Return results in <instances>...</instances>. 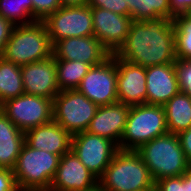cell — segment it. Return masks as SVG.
<instances>
[{"label":"cell","instance_id":"cell-1","mask_svg":"<svg viewBox=\"0 0 191 191\" xmlns=\"http://www.w3.org/2000/svg\"><path fill=\"white\" fill-rule=\"evenodd\" d=\"M119 59L142 67L174 63L175 31L172 20L132 21Z\"/></svg>","mask_w":191,"mask_h":191},{"label":"cell","instance_id":"cell-2","mask_svg":"<svg viewBox=\"0 0 191 191\" xmlns=\"http://www.w3.org/2000/svg\"><path fill=\"white\" fill-rule=\"evenodd\" d=\"M98 183L106 191H150L155 182L140 155L134 150H118Z\"/></svg>","mask_w":191,"mask_h":191},{"label":"cell","instance_id":"cell-3","mask_svg":"<svg viewBox=\"0 0 191 191\" xmlns=\"http://www.w3.org/2000/svg\"><path fill=\"white\" fill-rule=\"evenodd\" d=\"M136 152L150 171L154 182L182 176L189 164L177 134L167 133L141 145Z\"/></svg>","mask_w":191,"mask_h":191},{"label":"cell","instance_id":"cell-4","mask_svg":"<svg viewBox=\"0 0 191 191\" xmlns=\"http://www.w3.org/2000/svg\"><path fill=\"white\" fill-rule=\"evenodd\" d=\"M52 56V44L43 21L15 26L1 57L22 66Z\"/></svg>","mask_w":191,"mask_h":191},{"label":"cell","instance_id":"cell-5","mask_svg":"<svg viewBox=\"0 0 191 191\" xmlns=\"http://www.w3.org/2000/svg\"><path fill=\"white\" fill-rule=\"evenodd\" d=\"M60 156L23 144L13 174L19 191H49Z\"/></svg>","mask_w":191,"mask_h":191},{"label":"cell","instance_id":"cell-6","mask_svg":"<svg viewBox=\"0 0 191 191\" xmlns=\"http://www.w3.org/2000/svg\"><path fill=\"white\" fill-rule=\"evenodd\" d=\"M167 133L165 110L162 105H132L119 149L136 151L141 145Z\"/></svg>","mask_w":191,"mask_h":191},{"label":"cell","instance_id":"cell-7","mask_svg":"<svg viewBox=\"0 0 191 191\" xmlns=\"http://www.w3.org/2000/svg\"><path fill=\"white\" fill-rule=\"evenodd\" d=\"M98 107L77 89L63 90L53 99V120L73 136L88 129Z\"/></svg>","mask_w":191,"mask_h":191},{"label":"cell","instance_id":"cell-8","mask_svg":"<svg viewBox=\"0 0 191 191\" xmlns=\"http://www.w3.org/2000/svg\"><path fill=\"white\" fill-rule=\"evenodd\" d=\"M43 22L52 46L65 38L94 36L92 8L88 5L62 6Z\"/></svg>","mask_w":191,"mask_h":191},{"label":"cell","instance_id":"cell-9","mask_svg":"<svg viewBox=\"0 0 191 191\" xmlns=\"http://www.w3.org/2000/svg\"><path fill=\"white\" fill-rule=\"evenodd\" d=\"M0 110L22 132L53 121V100L22 94L0 105Z\"/></svg>","mask_w":191,"mask_h":191},{"label":"cell","instance_id":"cell-10","mask_svg":"<svg viewBox=\"0 0 191 191\" xmlns=\"http://www.w3.org/2000/svg\"><path fill=\"white\" fill-rule=\"evenodd\" d=\"M77 90L98 106L118 102L117 56L110 55L102 63L92 66Z\"/></svg>","mask_w":191,"mask_h":191},{"label":"cell","instance_id":"cell-11","mask_svg":"<svg viewBox=\"0 0 191 191\" xmlns=\"http://www.w3.org/2000/svg\"><path fill=\"white\" fill-rule=\"evenodd\" d=\"M71 150L82 164L99 179L119 148L107 138L84 131L72 136Z\"/></svg>","mask_w":191,"mask_h":191},{"label":"cell","instance_id":"cell-12","mask_svg":"<svg viewBox=\"0 0 191 191\" xmlns=\"http://www.w3.org/2000/svg\"><path fill=\"white\" fill-rule=\"evenodd\" d=\"M92 17L94 36L111 55L116 54L127 39L132 18L102 8H92Z\"/></svg>","mask_w":191,"mask_h":191},{"label":"cell","instance_id":"cell-13","mask_svg":"<svg viewBox=\"0 0 191 191\" xmlns=\"http://www.w3.org/2000/svg\"><path fill=\"white\" fill-rule=\"evenodd\" d=\"M110 55L95 36L65 38L52 46L55 59L82 61L91 66L102 63Z\"/></svg>","mask_w":191,"mask_h":191},{"label":"cell","instance_id":"cell-14","mask_svg":"<svg viewBox=\"0 0 191 191\" xmlns=\"http://www.w3.org/2000/svg\"><path fill=\"white\" fill-rule=\"evenodd\" d=\"M97 182L98 179L71 150L60 157L49 191H84Z\"/></svg>","mask_w":191,"mask_h":191},{"label":"cell","instance_id":"cell-15","mask_svg":"<svg viewBox=\"0 0 191 191\" xmlns=\"http://www.w3.org/2000/svg\"><path fill=\"white\" fill-rule=\"evenodd\" d=\"M25 94L54 99L60 92L57 83L55 58H50L21 66Z\"/></svg>","mask_w":191,"mask_h":191},{"label":"cell","instance_id":"cell-16","mask_svg":"<svg viewBox=\"0 0 191 191\" xmlns=\"http://www.w3.org/2000/svg\"><path fill=\"white\" fill-rule=\"evenodd\" d=\"M146 67L117 57L118 102L127 105L146 103Z\"/></svg>","mask_w":191,"mask_h":191},{"label":"cell","instance_id":"cell-17","mask_svg":"<svg viewBox=\"0 0 191 191\" xmlns=\"http://www.w3.org/2000/svg\"><path fill=\"white\" fill-rule=\"evenodd\" d=\"M129 111L130 105L120 102L99 106L86 131L113 141L119 148Z\"/></svg>","mask_w":191,"mask_h":191},{"label":"cell","instance_id":"cell-18","mask_svg":"<svg viewBox=\"0 0 191 191\" xmlns=\"http://www.w3.org/2000/svg\"><path fill=\"white\" fill-rule=\"evenodd\" d=\"M146 104L164 105L180 92L174 63L146 67Z\"/></svg>","mask_w":191,"mask_h":191},{"label":"cell","instance_id":"cell-19","mask_svg":"<svg viewBox=\"0 0 191 191\" xmlns=\"http://www.w3.org/2000/svg\"><path fill=\"white\" fill-rule=\"evenodd\" d=\"M25 143L34 149L59 155L71 151L72 135L54 120L24 133Z\"/></svg>","mask_w":191,"mask_h":191},{"label":"cell","instance_id":"cell-20","mask_svg":"<svg viewBox=\"0 0 191 191\" xmlns=\"http://www.w3.org/2000/svg\"><path fill=\"white\" fill-rule=\"evenodd\" d=\"M25 143V135L0 110V168L13 169Z\"/></svg>","mask_w":191,"mask_h":191},{"label":"cell","instance_id":"cell-21","mask_svg":"<svg viewBox=\"0 0 191 191\" xmlns=\"http://www.w3.org/2000/svg\"><path fill=\"white\" fill-rule=\"evenodd\" d=\"M163 108L168 133L178 134L191 127V98L186 93L180 91Z\"/></svg>","mask_w":191,"mask_h":191},{"label":"cell","instance_id":"cell-22","mask_svg":"<svg viewBox=\"0 0 191 191\" xmlns=\"http://www.w3.org/2000/svg\"><path fill=\"white\" fill-rule=\"evenodd\" d=\"M134 21L171 20L169 0H125Z\"/></svg>","mask_w":191,"mask_h":191},{"label":"cell","instance_id":"cell-23","mask_svg":"<svg viewBox=\"0 0 191 191\" xmlns=\"http://www.w3.org/2000/svg\"><path fill=\"white\" fill-rule=\"evenodd\" d=\"M22 94H25V91L21 66L6 61L0 56V105Z\"/></svg>","mask_w":191,"mask_h":191},{"label":"cell","instance_id":"cell-24","mask_svg":"<svg viewBox=\"0 0 191 191\" xmlns=\"http://www.w3.org/2000/svg\"><path fill=\"white\" fill-rule=\"evenodd\" d=\"M55 65L57 70V83L60 91L77 89L82 78L92 67L90 64L82 61L61 59H55Z\"/></svg>","mask_w":191,"mask_h":191},{"label":"cell","instance_id":"cell-25","mask_svg":"<svg viewBox=\"0 0 191 191\" xmlns=\"http://www.w3.org/2000/svg\"><path fill=\"white\" fill-rule=\"evenodd\" d=\"M0 15L14 26L33 23V1L0 0Z\"/></svg>","mask_w":191,"mask_h":191},{"label":"cell","instance_id":"cell-26","mask_svg":"<svg viewBox=\"0 0 191 191\" xmlns=\"http://www.w3.org/2000/svg\"><path fill=\"white\" fill-rule=\"evenodd\" d=\"M176 58L191 59V14H182L173 19Z\"/></svg>","mask_w":191,"mask_h":191},{"label":"cell","instance_id":"cell-27","mask_svg":"<svg viewBox=\"0 0 191 191\" xmlns=\"http://www.w3.org/2000/svg\"><path fill=\"white\" fill-rule=\"evenodd\" d=\"M174 69L181 92L191 98V59H179L174 62Z\"/></svg>","mask_w":191,"mask_h":191},{"label":"cell","instance_id":"cell-28","mask_svg":"<svg viewBox=\"0 0 191 191\" xmlns=\"http://www.w3.org/2000/svg\"><path fill=\"white\" fill-rule=\"evenodd\" d=\"M33 20L43 21L48 15L62 7L60 0H32Z\"/></svg>","mask_w":191,"mask_h":191},{"label":"cell","instance_id":"cell-29","mask_svg":"<svg viewBox=\"0 0 191 191\" xmlns=\"http://www.w3.org/2000/svg\"><path fill=\"white\" fill-rule=\"evenodd\" d=\"M86 5L91 8H102L122 16H129L128 5L125 0H87Z\"/></svg>","mask_w":191,"mask_h":191},{"label":"cell","instance_id":"cell-30","mask_svg":"<svg viewBox=\"0 0 191 191\" xmlns=\"http://www.w3.org/2000/svg\"><path fill=\"white\" fill-rule=\"evenodd\" d=\"M155 188L159 191H185V179L183 176L162 178L155 182Z\"/></svg>","mask_w":191,"mask_h":191},{"label":"cell","instance_id":"cell-31","mask_svg":"<svg viewBox=\"0 0 191 191\" xmlns=\"http://www.w3.org/2000/svg\"><path fill=\"white\" fill-rule=\"evenodd\" d=\"M0 191H19L13 169L0 168Z\"/></svg>","mask_w":191,"mask_h":191},{"label":"cell","instance_id":"cell-32","mask_svg":"<svg viewBox=\"0 0 191 191\" xmlns=\"http://www.w3.org/2000/svg\"><path fill=\"white\" fill-rule=\"evenodd\" d=\"M169 5L172 21L175 16L191 14V0H169Z\"/></svg>","mask_w":191,"mask_h":191},{"label":"cell","instance_id":"cell-33","mask_svg":"<svg viewBox=\"0 0 191 191\" xmlns=\"http://www.w3.org/2000/svg\"><path fill=\"white\" fill-rule=\"evenodd\" d=\"M14 27L15 26L10 21L4 19L0 15V56H2L4 52L5 45L7 44Z\"/></svg>","mask_w":191,"mask_h":191},{"label":"cell","instance_id":"cell-34","mask_svg":"<svg viewBox=\"0 0 191 191\" xmlns=\"http://www.w3.org/2000/svg\"><path fill=\"white\" fill-rule=\"evenodd\" d=\"M178 138L181 144V147L184 151L186 160L189 165H191V127L189 129L179 132Z\"/></svg>","mask_w":191,"mask_h":191},{"label":"cell","instance_id":"cell-35","mask_svg":"<svg viewBox=\"0 0 191 191\" xmlns=\"http://www.w3.org/2000/svg\"><path fill=\"white\" fill-rule=\"evenodd\" d=\"M182 176L185 179V191H191V165L188 166Z\"/></svg>","mask_w":191,"mask_h":191},{"label":"cell","instance_id":"cell-36","mask_svg":"<svg viewBox=\"0 0 191 191\" xmlns=\"http://www.w3.org/2000/svg\"><path fill=\"white\" fill-rule=\"evenodd\" d=\"M62 6H82L86 5L87 0H60Z\"/></svg>","mask_w":191,"mask_h":191},{"label":"cell","instance_id":"cell-37","mask_svg":"<svg viewBox=\"0 0 191 191\" xmlns=\"http://www.w3.org/2000/svg\"><path fill=\"white\" fill-rule=\"evenodd\" d=\"M84 191H106L98 182L91 188Z\"/></svg>","mask_w":191,"mask_h":191},{"label":"cell","instance_id":"cell-38","mask_svg":"<svg viewBox=\"0 0 191 191\" xmlns=\"http://www.w3.org/2000/svg\"><path fill=\"white\" fill-rule=\"evenodd\" d=\"M150 191H159V190H157V189L154 187V188L151 189Z\"/></svg>","mask_w":191,"mask_h":191}]
</instances>
